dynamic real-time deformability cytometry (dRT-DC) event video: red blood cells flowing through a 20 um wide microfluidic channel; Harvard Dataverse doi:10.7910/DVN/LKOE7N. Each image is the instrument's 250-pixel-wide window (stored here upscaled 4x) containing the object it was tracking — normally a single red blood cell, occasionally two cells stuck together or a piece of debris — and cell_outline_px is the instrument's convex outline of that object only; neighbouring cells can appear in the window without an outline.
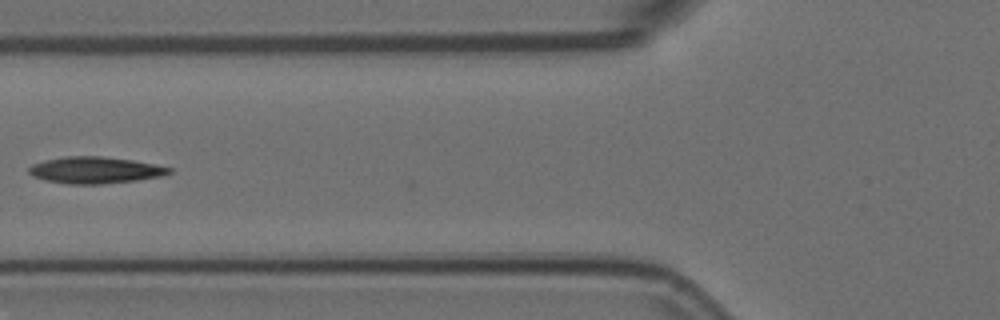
{"species": "Egyptian fruit bat (a non-hibernating species)", "species_latin": "Rousettus aegyptiacus", "temperature_condition": "room temperature", "stored_images_in_passage": 17, "camera_frame_rate_fps": 3000, "um_per_image_px": 0.085, "animal": {"sex": "female"}, "frame": {"image": 1, "passage_image": 2, "time_ms": 0.333, "image_size_px": [1000, 320], "cell_outline_px": [[172, 172], [164, 176], [136, 180], [100, 184], [68, 184], [44, 180], [32, 176], [28, 172], [28, 168], [32, 164], [44, 160], [64, 156], [100, 156], [132, 160], [172, 168]], "centroid_in_image_um": [8.05, 14.46], "position_along_channel_um": 117.8, "area_um2": 21.79}}
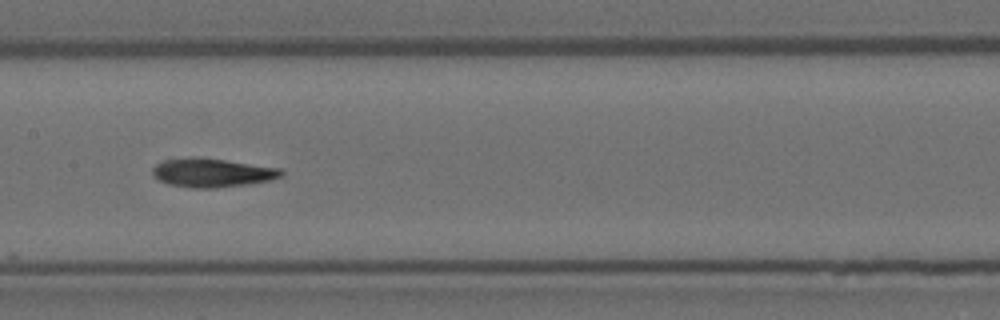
{"frame": {"image": 2, "passage_image": 8, "time_ms": 2.333, "image_size_px": [1000, 320], "cell_outline_px": [[284, 176], [272, 180], [248, 184], [212, 188], [192, 188], [168, 184], [152, 176], [152, 168], [156, 164], [164, 160], [192, 156], [196, 156], [284, 168]], "centroid_in_image_um": [18.06, 14.67], "position_along_channel_um": 189.3, "area_um2": 21.96}}
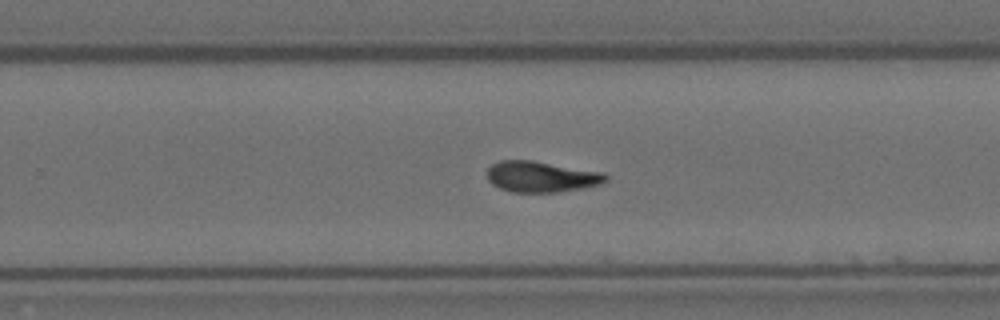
{"frame": {"image": 3, "passage_image": 16, "time_ms": 5.0, "image_size_px": [1000, 320], "cell_outline_px": [[608, 180], [600, 184], [580, 188], [556, 192], [512, 192], [500, 188], [492, 184], [488, 180], [488, 168], [492, 164], [500, 160], [532, 160], [604, 172], [608, 176]], "centroid_in_image_um": [46.01, 15.01], "position_along_channel_um": 283.8, "area_um2": 21.33}}